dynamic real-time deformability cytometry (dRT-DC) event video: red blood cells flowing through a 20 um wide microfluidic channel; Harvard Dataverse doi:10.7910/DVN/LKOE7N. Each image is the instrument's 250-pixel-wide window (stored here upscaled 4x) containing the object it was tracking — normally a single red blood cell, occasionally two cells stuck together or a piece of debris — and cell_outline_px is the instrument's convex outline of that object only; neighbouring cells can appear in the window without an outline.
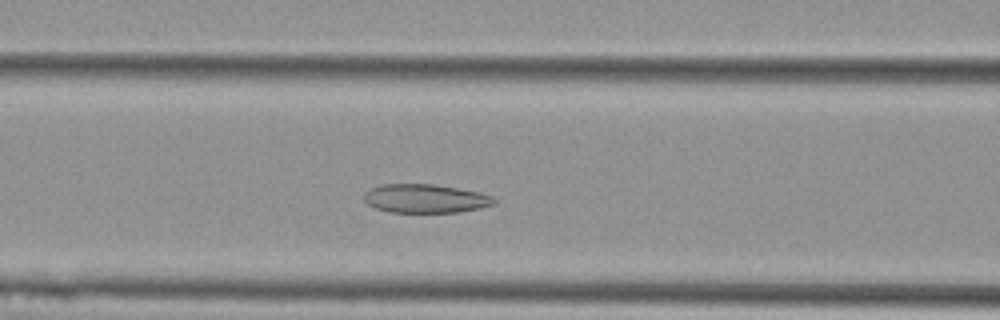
{"species": "Egyptian fruit bat (a non-hibernating species)", "species_latin": "Rousettus aegyptiacus", "temperature_condition": "cold", "stored_images_in_passage": 47, "camera_frame_rate_fps": 3000, "um_per_image_px": 0.085, "animal": {"sex": "female"}, "frame": {"image": 1, "passage_image": 15, "time_ms": 4.667, "image_size_px": [1000, 320], "cell_outline_px": [[496, 204], [480, 208], [456, 212], [388, 212], [376, 208], [368, 204], [364, 200], [364, 192], [368, 188], [380, 184], [432, 184], [480, 192], [492, 196], [496, 200]], "centroid_in_image_um": [36.13, 16.87], "position_along_channel_um": 130.5, "area_um2": 21.85}}
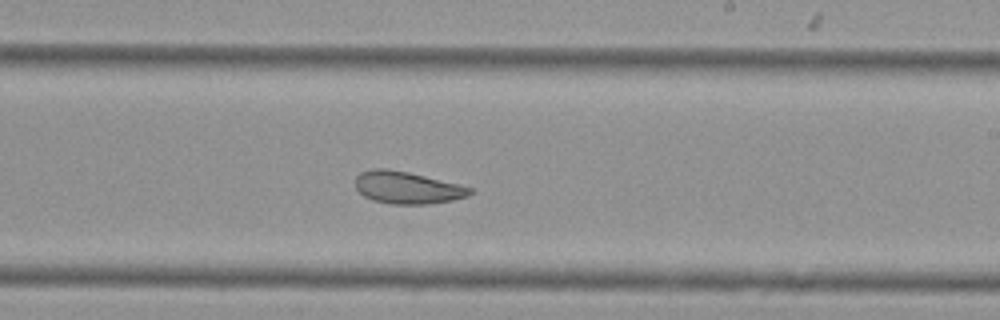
{"frame": {"image": 2, "passage_image": 25, "time_ms": 8.0, "image_size_px": [1000, 320], "cell_outline_px": [[472, 192], [468, 196], [452, 200], [428, 204], [392, 204], [372, 200], [364, 196], [356, 188], [356, 176], [360, 172], [372, 168], [388, 168], [408, 172], [472, 188]], "centroid_in_image_um": [34.57, 15.95], "position_along_channel_um": 254.4, "area_um2": 21.33}}
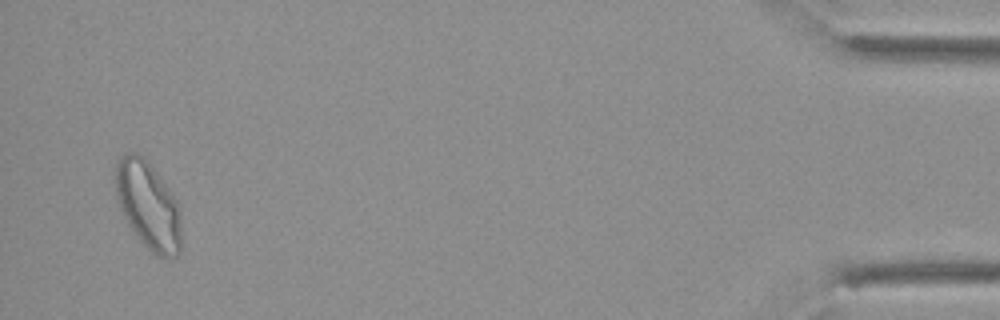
{"frame": {"image": 3, "passage_image": 45, "time_ms": 14.667, "image_size_px": [1000, 320], "cell_outline_px": [[180, 252], [176, 256], [168, 260], [156, 256], [144, 244], [128, 224], [120, 208], [116, 196], [112, 176], [116, 160], [120, 156], [128, 152], [136, 152], [144, 156], [148, 160], [172, 192], [180, 208]], "centroid_in_image_um": [12.56, 17.4], "position_along_channel_um": 422.6, "area_um2": 34.39}, "authors_computed_cell_mechanics": {"area_um2": 26.01, "velocity_mm_per_s": 3.7438, "shape_relaxation_time_tau1_ms": 10.6676, "shape_relaxation_time_tau2_ms": 3.2485, "deformation_change_tau1": 0.1749, "deformation_change_tau2": 0.0964}}